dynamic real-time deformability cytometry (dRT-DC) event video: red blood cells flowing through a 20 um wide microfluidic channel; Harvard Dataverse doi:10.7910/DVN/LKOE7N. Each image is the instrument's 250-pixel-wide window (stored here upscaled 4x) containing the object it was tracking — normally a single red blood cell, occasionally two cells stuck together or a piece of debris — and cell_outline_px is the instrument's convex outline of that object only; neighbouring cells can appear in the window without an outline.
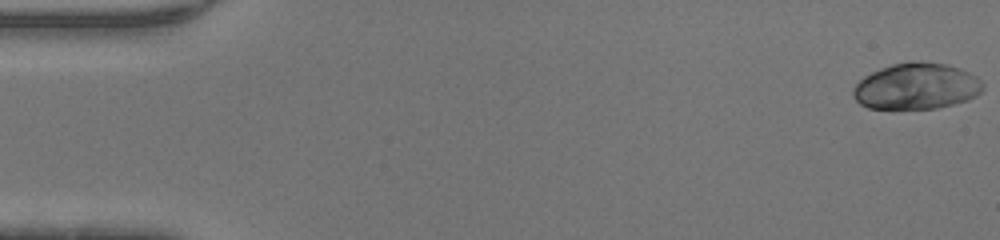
{"species": "human", "species_latin": "Homo sapiens", "temperature_condition": "warm", "stored_images_in_passage": 47, "camera_frame_rate_fps": 3000, "um_per_image_px": 0.085, "donor": {"sex": "male"}, "frame": {"image": 1, "passage_image": 1, "time_ms": 0.0, "image_size_px": [1000, 240], "cell_outline_px": [[984, 88], [976, 96], [968, 100], [936, 108], [868, 108], [860, 104], [852, 96], [852, 92], [856, 84], [864, 76], [880, 68], [892, 64], [912, 60], [920, 60], [948, 64], [960, 68], [976, 76], [984, 84]], "centroid_in_image_um": [77.9, 7.31], "position_along_channel_um": 7.1, "area_um2": 35.14}}
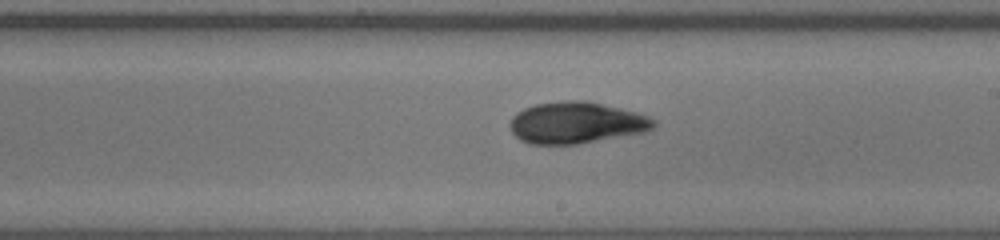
{"frame": {"image": 2, "passage_image": 27, "time_ms": 8.667, "image_size_px": [1000, 240], "cell_outline_px": [[656, 124], [648, 132], [576, 144], [528, 144], [520, 140], [512, 132], [508, 124], [512, 116], [516, 112], [524, 108], [536, 104], [564, 100], [588, 100], [636, 112], [648, 116], [656, 120]], "centroid_in_image_um": [48.98, 10.43], "position_along_channel_um": 240.0, "area_um2": 35.14}}
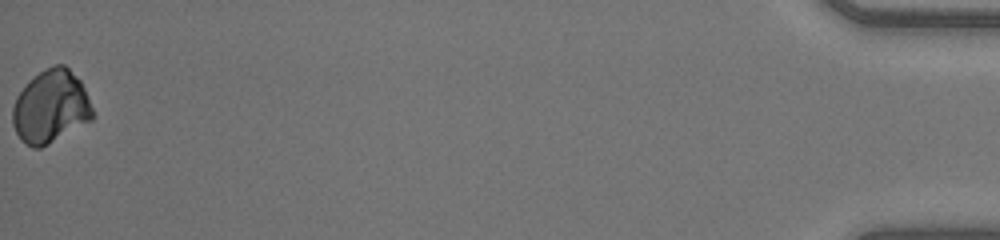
{"frame": {"image": 3, "passage_image": 47, "time_ms": 15.333, "image_size_px": [1000, 240], "cell_outline_px": [[92, 120], [48, 144], [40, 148], [32, 148], [16, 132], [12, 124], [12, 108], [16, 96], [40, 72], [56, 64], [64, 64], [80, 80], [84, 88], [92, 108]], "centroid_in_image_um": [4.31, 9.08], "position_along_channel_um": 430.9, "area_um2": 33.35}}